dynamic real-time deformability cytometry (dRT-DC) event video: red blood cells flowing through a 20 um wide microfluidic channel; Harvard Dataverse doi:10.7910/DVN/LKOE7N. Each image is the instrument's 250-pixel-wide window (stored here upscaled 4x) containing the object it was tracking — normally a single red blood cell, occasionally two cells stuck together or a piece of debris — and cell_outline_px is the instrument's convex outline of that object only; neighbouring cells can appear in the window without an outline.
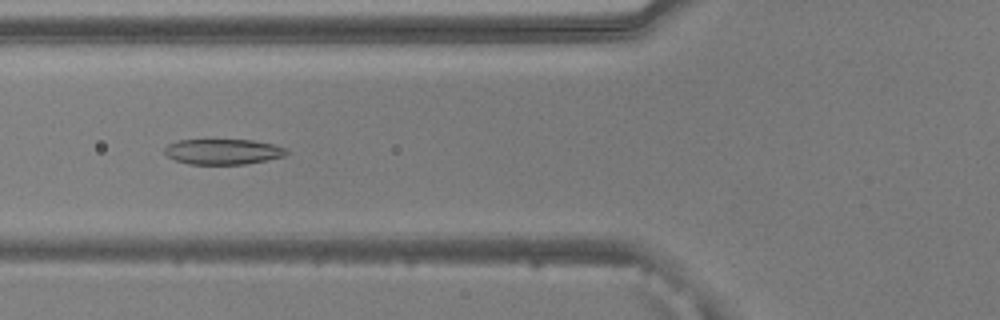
{"species": "common noctule bat (a hibernating species)", "species_latin": "Nyctalus noctula", "temperature_condition": "warm", "stored_images_in_passage": 52, "camera_frame_rate_fps": 3000, "um_per_image_px": 0.085, "animal": {"sex": "male", "body_mass_g": 20.5, "forearm_length_mm": 52.5}, "frame": {"image": 1, "passage_image": 20, "time_ms": 6.333, "image_size_px": [1000, 320], "cell_outline_px": [[288, 152], [284, 156], [244, 164], [188, 164], [176, 160], [168, 156], [164, 152], [164, 148], [168, 144], [176, 140], [252, 140], [276, 144], [284, 148]], "centroid_in_image_um": [18.93, 12.88], "position_along_channel_um": 106.9, "area_um2": 17.98}}
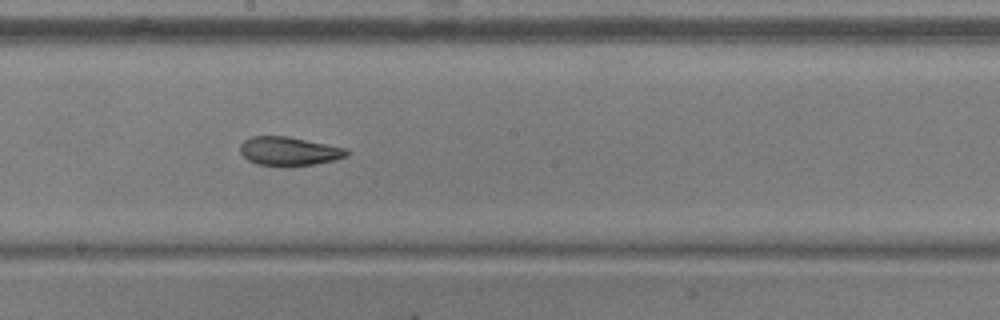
{"frame": {"image": 2, "passage_image": 29, "time_ms": 9.333, "image_size_px": [1000, 320], "cell_outline_px": [[352, 152], [348, 156], [336, 160], [288, 168], [256, 164], [248, 160], [240, 152], [240, 144], [244, 140], [252, 136], [288, 136], [348, 148]], "centroid_in_image_um": [24.61, 12.87], "position_along_channel_um": 223.6, "area_um2": 18.44}}
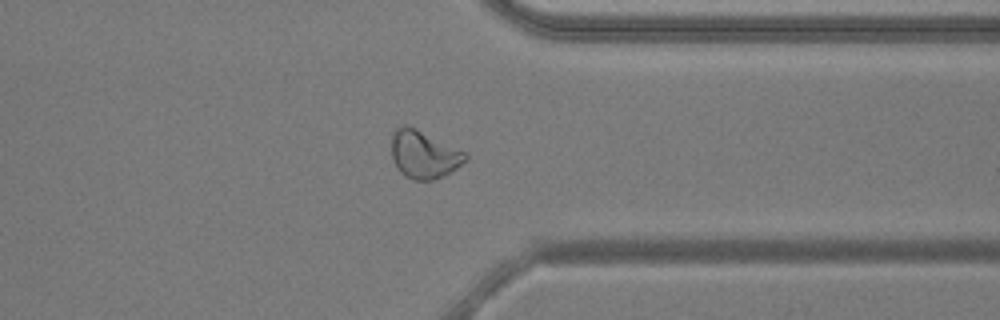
{"frame": {"image": 3, "passage_image": 41, "time_ms": 13.333, "image_size_px": [1000, 320], "cell_outline_px": [[468, 160], [444, 176], [432, 180], [412, 180], [404, 176], [396, 168], [392, 160], [392, 136], [396, 128], [404, 124], [416, 128], [468, 152]], "centroid_in_image_um": [36.05, 13.13], "position_along_channel_um": 375.4, "area_um2": 20.92}, "authors_computed_cell_mechanics": {"area_um2": 20.8947, "velocity_mm_per_s": 3.8665, "shape_relaxation_time_tau1_ms": null, "shape_relaxation_time_tau2_ms": 1.9443, "deformation_change_tau1": null, "deformation_change_tau2": 0.0804}}